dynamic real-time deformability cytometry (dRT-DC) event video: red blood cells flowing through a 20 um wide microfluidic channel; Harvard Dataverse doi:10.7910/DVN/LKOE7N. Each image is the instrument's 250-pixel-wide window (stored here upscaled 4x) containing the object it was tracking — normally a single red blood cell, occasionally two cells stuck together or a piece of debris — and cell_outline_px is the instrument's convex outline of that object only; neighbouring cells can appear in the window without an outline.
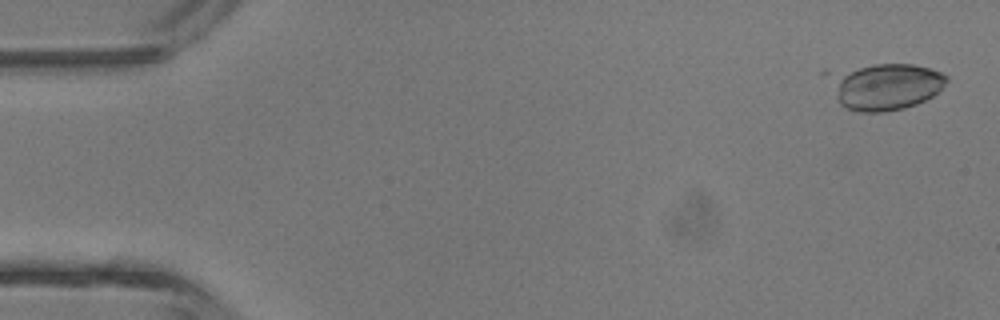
{"species": "common noctule bat (a hibernating species)", "species_latin": "Nyctalus noctula", "temperature_condition": "room temperature", "stored_images_in_passage": 10, "camera_frame_rate_fps": 3000, "um_per_image_px": 0.085, "animal": {"sex": "male", "body_mass_g": 13.3}, "frame": {"image": 1, "passage_image": 1, "time_ms": 0.0, "image_size_px": [1000, 320], "cell_outline_px": [[948, 80], [932, 96], [916, 104], [904, 108], [884, 112], [860, 112], [848, 108], [840, 104], [820, 72], [828, 68], [876, 64], [912, 64], [928, 68], [940, 72], [948, 76]], "centroid_in_image_um": [75.04, 7.3], "position_along_channel_um": 10.0, "area_um2": 33.06}}